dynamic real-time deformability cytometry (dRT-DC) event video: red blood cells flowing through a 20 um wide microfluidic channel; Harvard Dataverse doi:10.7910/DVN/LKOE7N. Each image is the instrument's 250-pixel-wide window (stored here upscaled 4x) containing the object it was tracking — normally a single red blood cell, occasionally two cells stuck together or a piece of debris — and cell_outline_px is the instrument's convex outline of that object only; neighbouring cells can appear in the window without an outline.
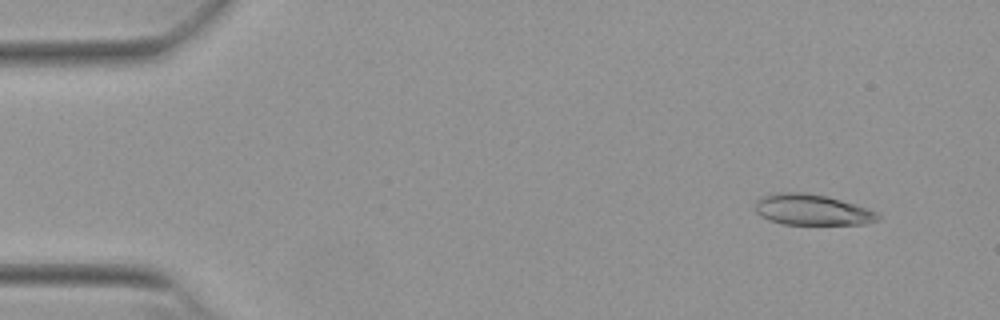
{"species": "Egyptian fruit bat (a non-hibernating species)", "species_latin": "Rousettus aegyptiacus", "temperature_condition": "warm", "stored_images_in_passage": 53, "camera_frame_rate_fps": 3000, "um_per_image_px": 0.085, "animal": {"sex": "female"}, "frame": {"image": 1, "passage_image": 5, "time_ms": 1.333, "image_size_px": [1000, 320], "cell_outline_px": [[880, 220], [868, 224], [784, 224], [768, 220], [760, 216], [756, 212], [756, 200], [764, 196], [780, 192], [808, 192], [828, 196], [876, 212], [880, 216]], "centroid_in_image_um": [69.01, 17.83], "position_along_channel_um": 16.0, "area_um2": 21.96}}
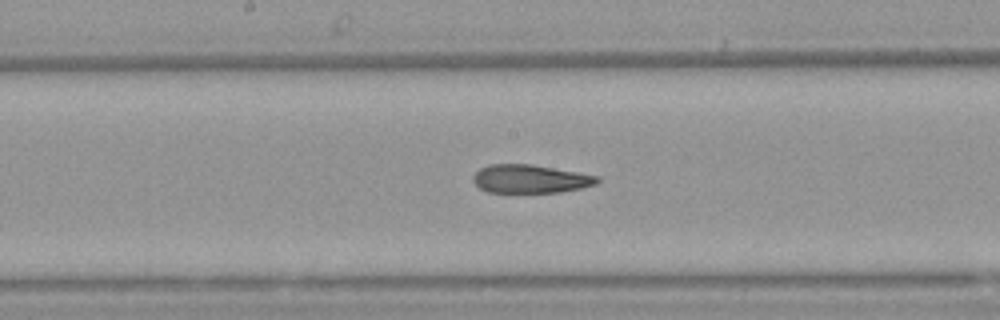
{"frame": {"image": 2, "passage_image": 28, "time_ms": 9.0, "image_size_px": [1000, 320], "cell_outline_px": [[600, 180], [596, 184], [580, 188], [560, 192], [488, 192], [480, 188], [472, 180], [472, 176], [480, 168], [488, 164], [532, 164], [600, 176]], "centroid_in_image_um": [45.07, 15.19], "position_along_channel_um": 203.1, "area_um2": 20.52}}
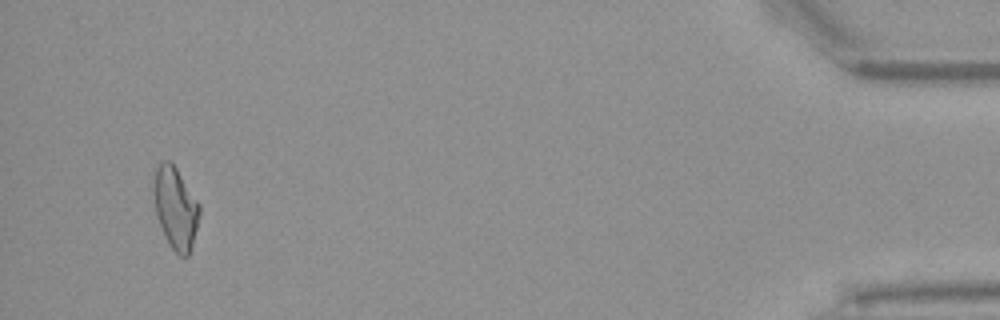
{"frame": {"image": 3, "passage_image": 51, "time_ms": 16.667, "image_size_px": [1000, 320], "cell_outline_px": [[200, 216], [192, 248], [188, 256], [180, 256], [172, 248], [164, 236], [156, 216], [156, 168], [164, 160], [168, 160], [176, 168], [200, 204]], "centroid_in_image_um": [14.98, 17.75], "position_along_channel_um": 420.2, "area_um2": 21.27}, "authors_computed_cell_mechanics": {"area_um2": 21.9062, "velocity_mm_per_s": 3.8585, "shape_relaxation_time_tau1_ms": null, "shape_relaxation_time_tau2_ms": 3.8229, "deformation_change_tau1": null, "deformation_change_tau2": 0.1378}}